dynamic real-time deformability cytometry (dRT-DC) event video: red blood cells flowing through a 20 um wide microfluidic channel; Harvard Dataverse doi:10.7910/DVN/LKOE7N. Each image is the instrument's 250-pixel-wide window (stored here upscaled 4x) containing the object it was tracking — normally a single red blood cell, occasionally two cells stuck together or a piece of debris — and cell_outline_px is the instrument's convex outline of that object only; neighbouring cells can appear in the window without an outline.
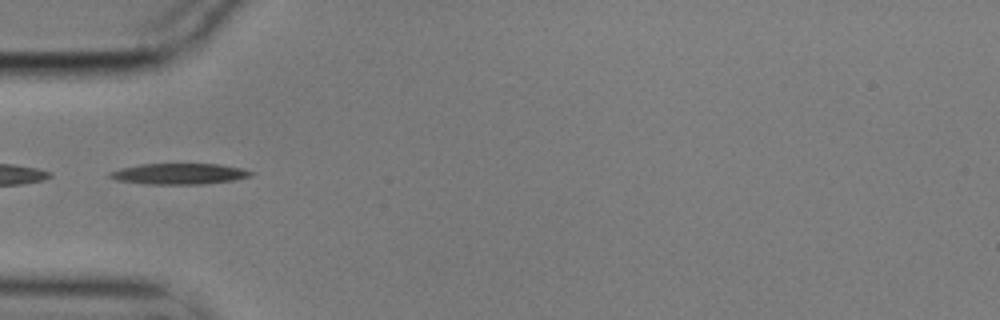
{"species": "common noctule bat (a hibernating species)", "species_latin": "Nyctalus noctula", "temperature_condition": "cold", "stored_images_in_passage": 38, "camera_frame_rate_fps": 3000, "um_per_image_px": 0.085, "animal": {"sex": "male", "body_mass_g": 17.9}, "frame": {"image": 1, "passage_image": 1, "time_ms": 0.0, "image_size_px": [1000, 320], "cell_outline_px": [[256, 172], [252, 176], [232, 180], [200, 184], [148, 184], [116, 180], [108, 176], [108, 172], [120, 168], [140, 164], [220, 164], [244, 168]], "centroid_in_image_um": [15.25, 14.76], "position_along_channel_um": 69.8, "area_um2": 17.28}}
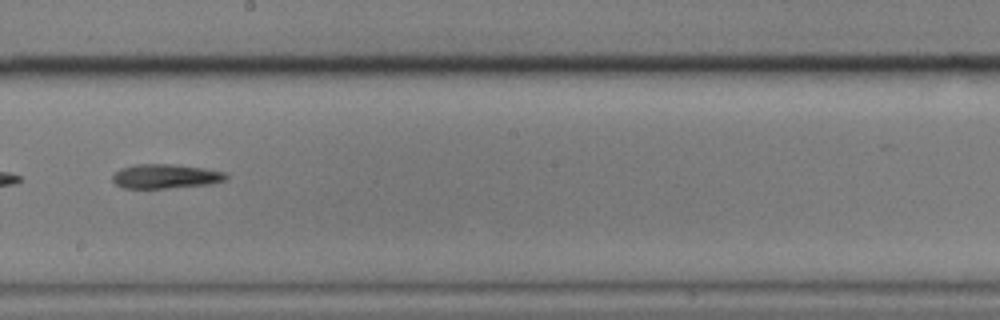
{"frame": {"image": 2, "passage_image": 15, "time_ms": 4.667, "image_size_px": [1000, 320], "cell_outline_px": [[228, 180], [212, 184], [168, 188], [124, 188], [116, 184], [112, 180], [112, 176], [120, 168], [136, 164], [172, 164], [204, 168], [228, 172]], "centroid_in_image_um": [14.13, 14.98], "position_along_channel_um": 234.1, "area_um2": 16.3}}
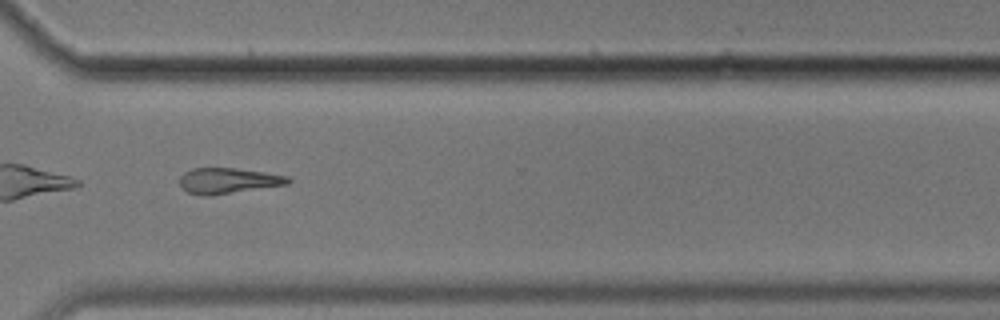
{"frame": {"image": 3, "passage_image": 25, "time_ms": 8.0, "image_size_px": [1000, 320], "cell_outline_px": [[292, 180], [288, 184], [212, 196], [200, 196], [188, 192], [180, 188], [180, 176], [184, 172], [192, 168], [236, 168], [264, 172], [288, 176]], "centroid_in_image_um": [19.36, 15.37], "position_along_channel_um": 351.2, "area_um2": 16.42}, "authors_computed_cell_mechanics": {"area_um2": 16.4441, "velocity_mm_per_s": 3.5127, "shape_relaxation_time_tau1_ms": 4.0486, "shape_relaxation_time_tau2_ms": null, "deformation_change_tau1": 0.1241, "deformation_change_tau2": null}}